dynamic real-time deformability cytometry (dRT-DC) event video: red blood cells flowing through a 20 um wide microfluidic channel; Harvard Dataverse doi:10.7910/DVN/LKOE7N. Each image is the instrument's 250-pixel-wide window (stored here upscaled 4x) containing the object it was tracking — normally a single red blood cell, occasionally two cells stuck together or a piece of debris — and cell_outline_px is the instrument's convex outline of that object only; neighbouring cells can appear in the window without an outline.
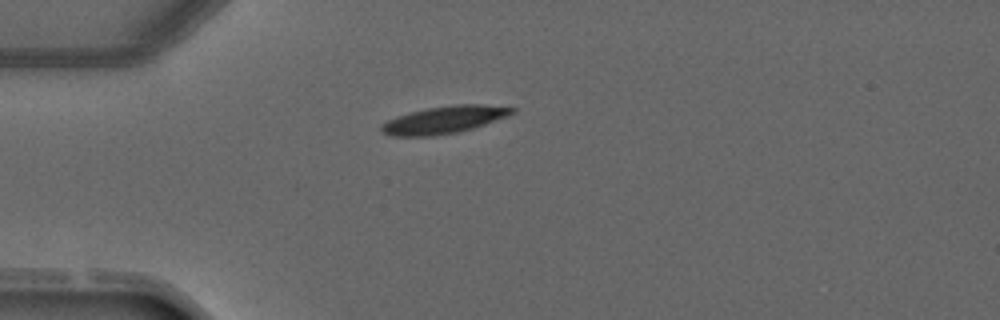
{"species": "common noctule bat (a hibernating species)", "species_latin": "Nyctalus noctula", "temperature_condition": "warm", "stored_images_in_passage": 2, "camera_frame_rate_fps": 3000, "um_per_image_px": 0.085, "animal": {"sex": "male", "forearm_length_mm": 52.5}, "frame": {"image": 1, "passage_image": 1, "time_ms": 0.0, "image_size_px": [1000, 320], "cell_outline_px": [[516, 112], [508, 116], [472, 128], [456, 132], [432, 136], [392, 136], [384, 132], [380, 128], [380, 124], [388, 120], [408, 112], [428, 108], [456, 104], [484, 104], [516, 108]], "centroid_in_image_um": [37.76, 10.17], "position_along_channel_um": 47.2, "area_um2": 20.69}}